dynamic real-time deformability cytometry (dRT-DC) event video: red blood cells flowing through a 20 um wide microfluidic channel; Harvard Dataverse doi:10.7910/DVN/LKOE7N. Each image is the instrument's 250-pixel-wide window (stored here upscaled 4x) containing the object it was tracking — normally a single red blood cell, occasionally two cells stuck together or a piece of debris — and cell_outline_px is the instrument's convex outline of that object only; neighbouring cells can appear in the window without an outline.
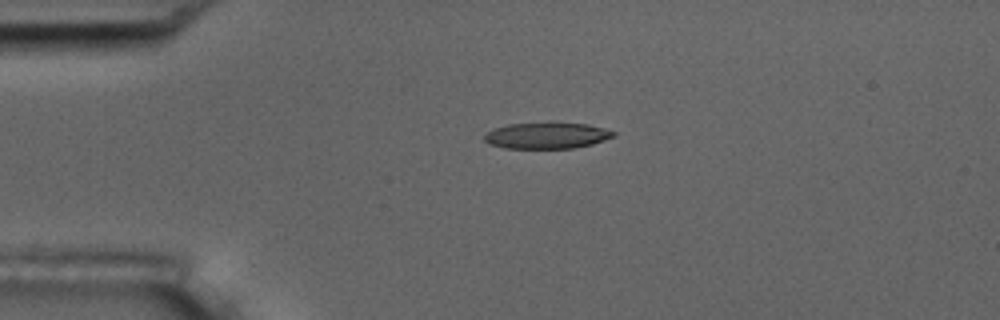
{"species": "common noctule bat (a hibernating species)", "species_latin": "Nyctalus noctula", "temperature_condition": "room temperature", "stored_images_in_passage": 2, "camera_frame_rate_fps": 3000, "um_per_image_px": 0.085, "animal": {"sex": "male", "body_mass_g": 17.5, "forearm_length_mm": 52.3}, "frame": {"image": 1, "passage_image": 1, "time_ms": 0.0, "image_size_px": [1000, 320], "cell_outline_px": [[616, 136], [592, 144], [572, 148], [504, 148], [488, 144], [484, 140], [484, 136], [488, 132], [496, 128], [508, 124], [588, 124], [604, 128], [616, 132]], "centroid_in_image_um": [46.49, 11.54], "position_along_channel_um": 38.5, "area_um2": 19.25}}